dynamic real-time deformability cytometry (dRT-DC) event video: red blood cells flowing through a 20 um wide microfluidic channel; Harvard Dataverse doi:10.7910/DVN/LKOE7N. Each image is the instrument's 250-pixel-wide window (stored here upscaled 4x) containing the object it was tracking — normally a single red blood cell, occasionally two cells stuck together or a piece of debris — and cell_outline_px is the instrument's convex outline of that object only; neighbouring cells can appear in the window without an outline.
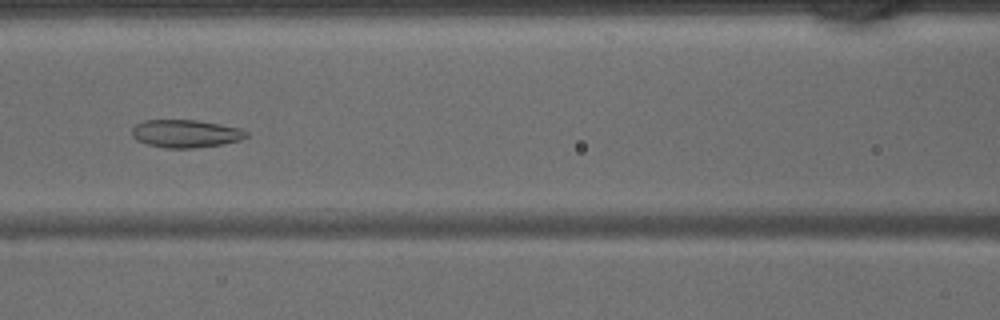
{"species": "common noctule bat (a hibernating species)", "species_latin": "Nyctalus noctula", "temperature_condition": "warm", "stored_images_in_passage": 45, "camera_frame_rate_fps": 3000, "um_per_image_px": 0.085, "animal": {"sex": "male", "body_mass_g": 15.6}, "frame": {"image": 1, "passage_image": 20, "time_ms": 6.333, "image_size_px": [1000, 320], "cell_outline_px": [[248, 136], [240, 140], [220, 144], [192, 148], [168, 148], [148, 144], [136, 140], [132, 136], [132, 128], [136, 124], [144, 120], [196, 120], [220, 124], [240, 128], [248, 132]], "centroid_in_image_um": [15.77, 11.35], "position_along_channel_um": 150.8, "area_um2": 18.44}}
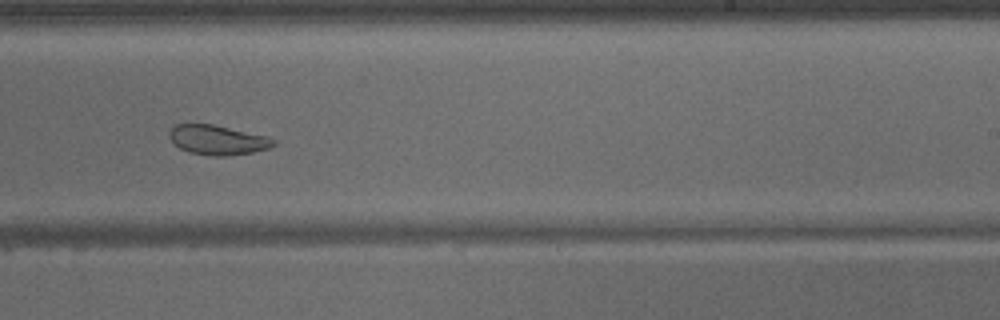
{"frame": {"image": 2, "passage_image": 28, "time_ms": 9.0, "image_size_px": [1000, 320], "cell_outline_px": [[276, 144], [268, 148], [252, 152], [224, 156], [212, 156], [188, 152], [172, 144], [168, 136], [168, 132], [176, 124], [212, 124], [268, 136], [276, 140]], "centroid_in_image_um": [18.46, 11.89], "position_along_channel_um": 270.5, "area_um2": 18.09}}
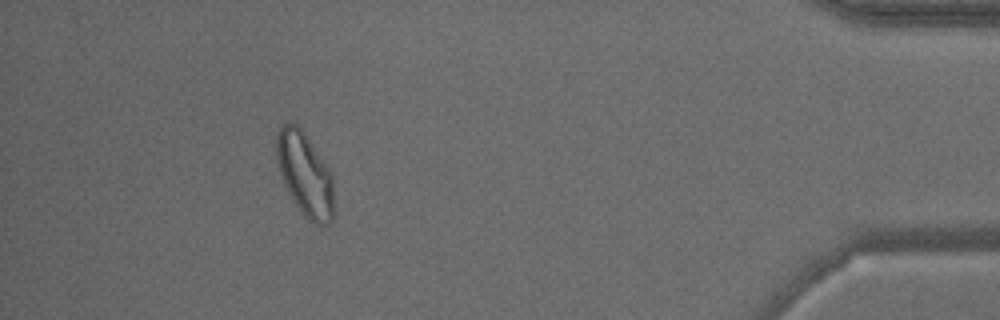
{"frame": {"image": 3, "passage_image": 41, "time_ms": 13.333, "image_size_px": [1000, 320], "cell_outline_px": [[332, 220], [328, 224], [316, 224], [308, 220], [304, 216], [288, 192], [284, 184], [280, 172], [276, 156], [276, 136], [280, 128], [288, 120], [296, 124], [304, 132], [324, 160], [332, 172]], "centroid_in_image_um": [25.9, 14.78], "position_along_channel_um": 409.3, "area_um2": 27.74}}